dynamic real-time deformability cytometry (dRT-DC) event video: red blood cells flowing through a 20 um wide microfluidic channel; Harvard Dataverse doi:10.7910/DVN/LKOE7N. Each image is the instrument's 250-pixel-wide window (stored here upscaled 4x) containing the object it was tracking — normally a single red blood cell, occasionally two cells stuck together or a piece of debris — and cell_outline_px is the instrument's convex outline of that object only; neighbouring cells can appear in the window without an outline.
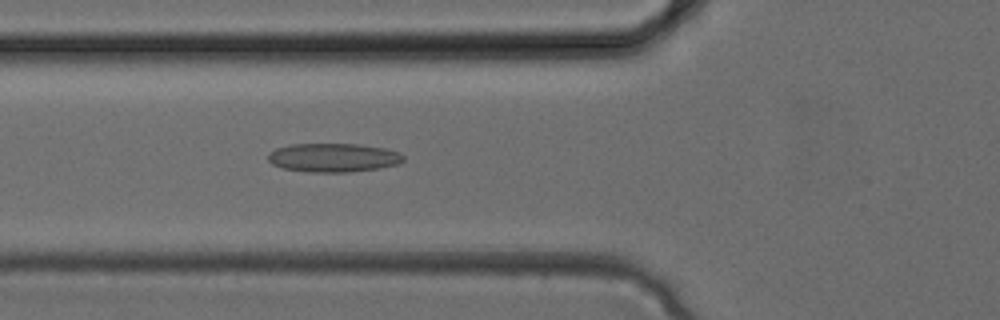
{"species": "common noctule bat (a hibernating species)", "species_latin": "Nyctalus noctula", "temperature_condition": "cold", "stored_images_in_passage": 26, "camera_frame_rate_fps": 3000, "um_per_image_px": 0.085, "animal": {"sex": "female", "body_mass_g": 24.6, "forearm_length_mm": 56.2}, "frame": {"image": 1, "passage_image": 5, "time_ms": 1.333, "image_size_px": [1000, 320], "cell_outline_px": [[404, 160], [400, 164], [380, 168], [348, 172], [308, 172], [284, 168], [272, 164], [268, 160], [268, 152], [276, 148], [292, 144], [356, 144], [384, 148], [400, 152], [404, 156]], "centroid_in_image_um": [28.35, 13.4], "position_along_channel_um": 97.5, "area_um2": 22.77}}
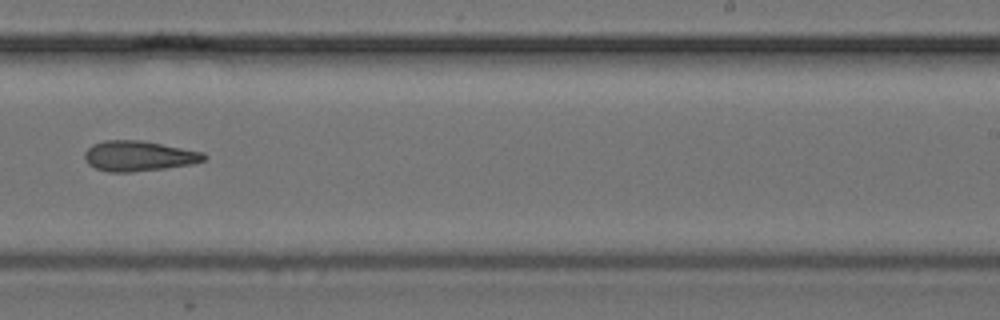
{"frame": {"image": 2, "passage_image": 14, "time_ms": 4.333, "image_size_px": [1000, 320], "cell_outline_px": [[208, 156], [204, 160], [192, 164], [164, 168], [132, 172], [108, 172], [96, 168], [88, 164], [84, 160], [84, 152], [92, 144], [104, 140], [144, 140], [204, 152]], "centroid_in_image_um": [11.78, 13.25], "position_along_channel_um": 277.2, "area_um2": 21.27}}
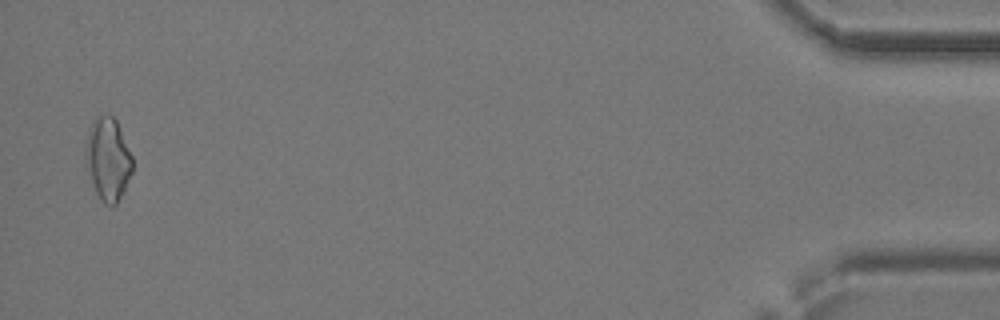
{"frame": {"image": 3, "passage_image": 26, "time_ms": 8.333, "image_size_px": [1000, 320], "cell_outline_px": [[132, 172], [124, 192], [116, 204], [112, 208], [104, 204], [96, 192], [84, 164], [84, 144], [92, 120], [96, 116], [112, 116], [116, 120], [132, 156]], "centroid_in_image_um": [9.14, 13.55], "position_along_channel_um": 426.1, "area_um2": 22.89}}